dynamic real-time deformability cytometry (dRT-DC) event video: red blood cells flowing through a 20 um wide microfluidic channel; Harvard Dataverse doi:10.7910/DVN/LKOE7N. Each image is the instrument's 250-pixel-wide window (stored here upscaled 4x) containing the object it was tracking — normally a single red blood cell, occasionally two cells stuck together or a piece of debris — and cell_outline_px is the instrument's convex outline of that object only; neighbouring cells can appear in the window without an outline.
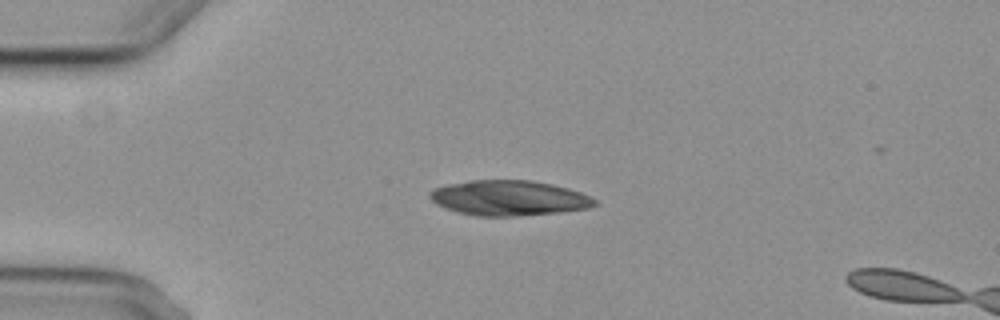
{"species": "common noctule bat (a hibernating species)", "species_latin": "Nyctalus noctula", "temperature_condition": "cold", "stored_images_in_passage": 4, "camera_frame_rate_fps": 3000, "um_per_image_px": 0.085, "animal": {"sex": "female", "body_mass_g": 29.2, "forearm_length_mm": 56.3}, "frame": {"image": 1, "passage_image": 2, "time_ms": 2.0, "image_size_px": [1000, 320], "cell_outline_px": [[600, 204], [588, 208], [556, 212], [516, 216], [476, 216], [456, 212], [444, 208], [436, 204], [428, 196], [428, 192], [432, 188], [448, 184], [468, 180], [532, 180], [552, 184], [568, 188], [580, 192], [596, 200]], "centroid_in_image_um": [43.21, 16.82], "position_along_channel_um": 41.8, "area_um2": 33.99}}